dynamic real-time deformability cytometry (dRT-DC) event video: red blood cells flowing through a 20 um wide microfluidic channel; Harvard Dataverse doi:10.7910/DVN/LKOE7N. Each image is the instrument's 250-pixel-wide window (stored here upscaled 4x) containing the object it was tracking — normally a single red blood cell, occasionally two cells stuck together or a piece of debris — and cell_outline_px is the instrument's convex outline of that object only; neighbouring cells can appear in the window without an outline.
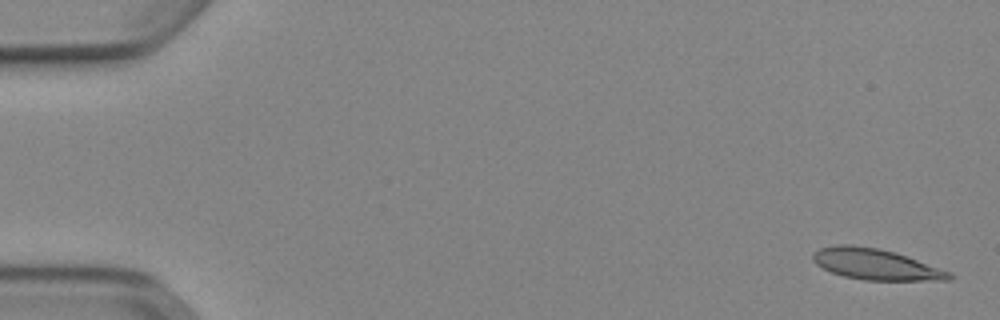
{"species": "Egyptian fruit bat (a non-hibernating species)", "species_latin": "Rousettus aegyptiacus", "temperature_condition": "cold", "stored_images_in_passage": 52, "camera_frame_rate_fps": 3000, "um_per_image_px": 0.085, "animal": {"sex": "female"}, "frame": {"image": 1, "passage_image": 2, "time_ms": 0.333, "image_size_px": [1000, 320], "cell_outline_px": [[952, 280], [864, 280], [844, 276], [832, 272], [816, 264], [812, 260], [812, 256], [820, 248], [836, 244], [852, 244], [880, 248], [952, 272]], "centroid_in_image_um": [74.41, 22.46], "position_along_channel_um": 10.6, "area_um2": 24.28}}
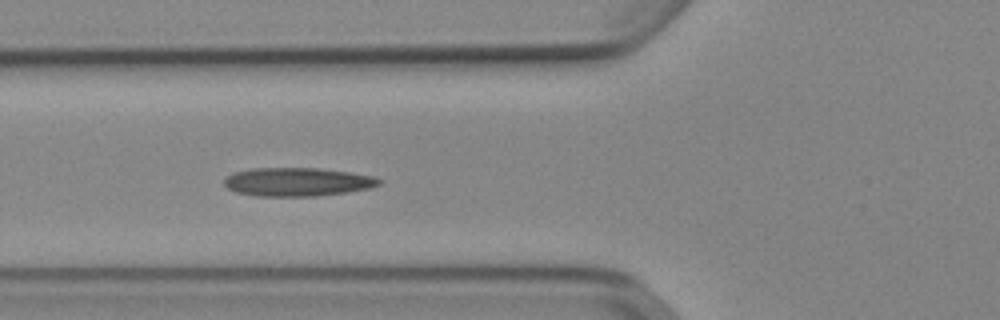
{"frame": {"image": 2, "passage_image": 20, "time_ms": 6.333, "image_size_px": [1000, 320], "cell_outline_px": [[384, 180], [380, 184], [368, 188], [348, 192], [316, 196], [256, 196], [236, 192], [228, 188], [224, 184], [224, 176], [232, 172], [252, 168], [316, 168], [348, 172], [376, 176]], "centroid_in_image_um": [25.26, 15.46], "position_along_channel_um": 100.5, "area_um2": 25.95}}
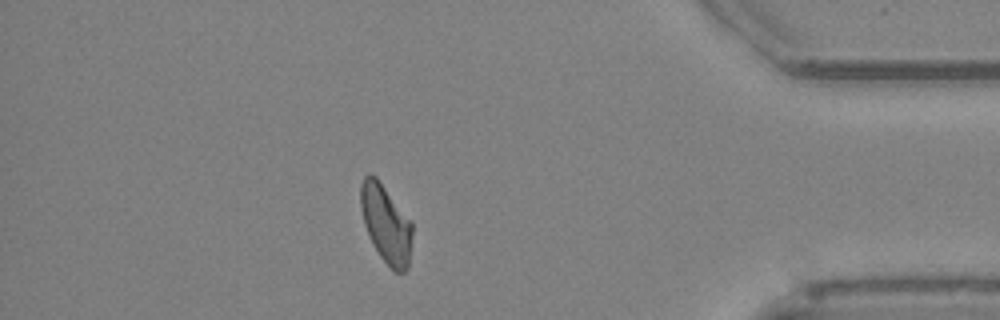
{"frame": {"image": 3, "passage_image": 46, "time_ms": 15.0, "image_size_px": [1000, 320], "cell_outline_px": [[412, 236], [408, 268], [404, 272], [396, 272], [380, 256], [372, 244], [364, 224], [360, 208], [360, 184], [364, 176], [368, 172], [376, 176], [412, 220]], "centroid_in_image_um": [32.8, 18.98], "position_along_channel_um": 402.4, "area_um2": 23.76}, "authors_computed_cell_mechanics": {"area_um2": 24.3916, "velocity_mm_per_s": 3.9006, "shape_relaxation_time_tau1_ms": null, "shape_relaxation_time_tau2_ms": 4.2717, "deformation_change_tau1": null, "deformation_change_tau2": 0.1345}}